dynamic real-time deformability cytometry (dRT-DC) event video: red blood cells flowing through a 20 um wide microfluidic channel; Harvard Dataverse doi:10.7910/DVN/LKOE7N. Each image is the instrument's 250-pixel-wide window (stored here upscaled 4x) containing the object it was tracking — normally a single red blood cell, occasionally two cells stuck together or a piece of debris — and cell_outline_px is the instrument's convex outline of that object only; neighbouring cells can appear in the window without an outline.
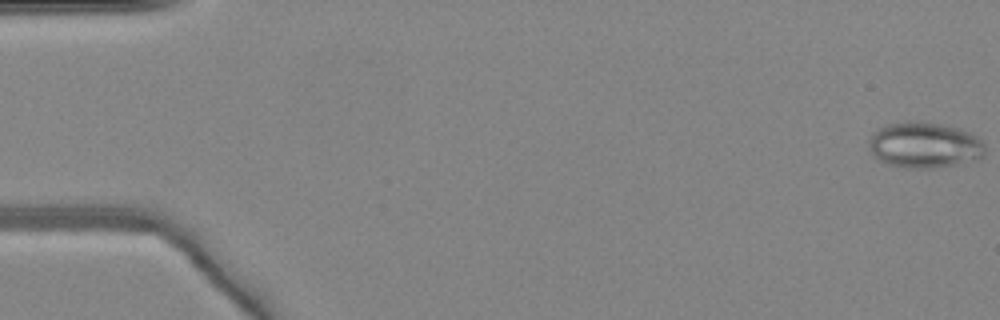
{"species": "common noctule bat (a hibernating species)", "species_latin": "Nyctalus noctula", "temperature_condition": "warm", "stored_images_in_passage": 49, "camera_frame_rate_fps": 3000, "um_per_image_px": 0.085, "animal": {"sex": "female", "body_mass_g": 24.6, "forearm_length_mm": 56.2}, "frame": {"image": 1, "passage_image": 1, "time_ms": 0.0, "image_size_px": [1000, 320], "cell_outline_px": [[984, 156], [976, 160], [960, 164], [932, 168], [908, 168], [888, 164], [872, 156], [868, 144], [872, 132], [888, 124], [904, 120], [920, 120], [948, 124], [972, 132], [984, 144]], "centroid_in_image_um": [78.59, 12.3], "position_along_channel_um": 6.4, "area_um2": 31.79}}
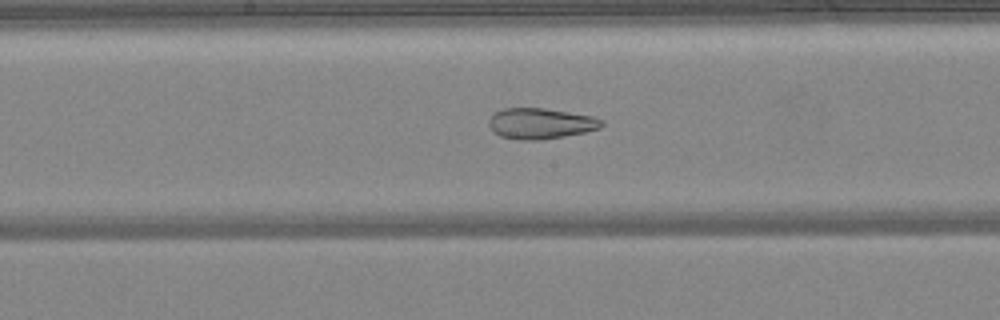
{"frame": {"image": 2, "passage_image": 26, "time_ms": 8.333, "image_size_px": [1000, 320], "cell_outline_px": [[604, 124], [600, 128], [584, 132], [564, 136], [540, 140], [520, 140], [500, 136], [488, 124], [488, 120], [496, 112], [504, 108], [544, 108], [592, 116], [604, 120]], "centroid_in_image_um": [45.97, 10.49], "position_along_channel_um": 202.2, "area_um2": 20.06}}
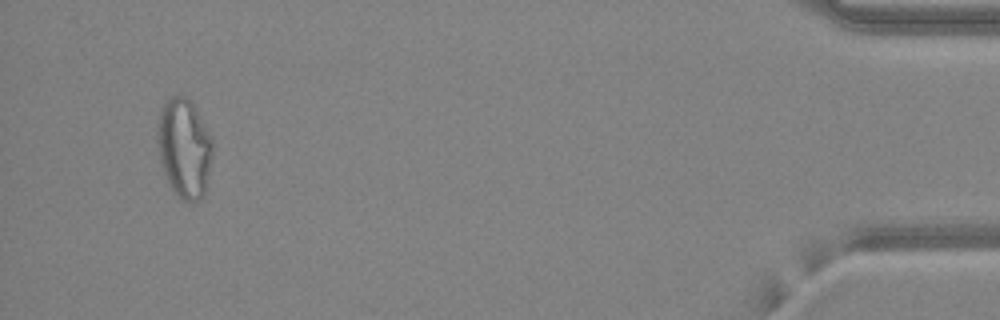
{"frame": {"image": 3, "passage_image": 47, "time_ms": 15.333, "image_size_px": [1000, 320], "cell_outline_px": [[212, 156], [204, 196], [196, 204], [184, 200], [176, 196], [168, 184], [160, 160], [156, 140], [156, 124], [160, 112], [168, 96], [188, 96], [192, 100], [212, 136]], "centroid_in_image_um": [15.65, 12.58], "position_along_channel_um": 419.5, "area_um2": 32.77}, "authors_computed_cell_mechanics": {"area_um2": 27.8596, "velocity_mm_per_s": 4.2112, "shape_relaxation_time_tau1_ms": null, "shape_relaxation_time_tau2_ms": 1.7708, "deformation_change_tau1": null, "deformation_change_tau2": 0.0964}}